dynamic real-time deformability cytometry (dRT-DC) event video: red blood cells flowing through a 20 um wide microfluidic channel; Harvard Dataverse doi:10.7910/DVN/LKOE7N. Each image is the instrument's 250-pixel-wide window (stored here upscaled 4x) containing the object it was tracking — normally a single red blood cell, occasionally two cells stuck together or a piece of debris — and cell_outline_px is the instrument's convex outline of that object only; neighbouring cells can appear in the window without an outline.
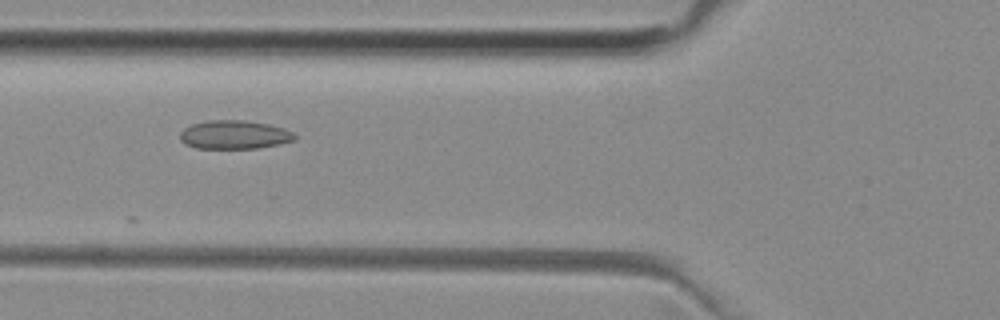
{"species": "common noctule bat (a hibernating species)", "species_latin": "Nyctalus noctula", "temperature_condition": "room temperature", "stored_images_in_passage": 19, "camera_frame_rate_fps": 3000, "um_per_image_px": 0.085, "animal": {"sex": "female", "body_mass_g": 29.2, "forearm_length_mm": 56.3}, "frame": {"image": 1, "passage_image": 5, "time_ms": 1.333, "image_size_px": [1000, 320], "cell_outline_px": [[296, 140], [280, 144], [256, 148], [196, 148], [180, 140], [180, 132], [184, 128], [192, 124], [208, 120], [244, 120], [268, 124], [284, 128], [292, 132], [296, 136]], "centroid_in_image_um": [19.94, 11.44], "position_along_channel_um": 105.9, "area_um2": 19.07}}
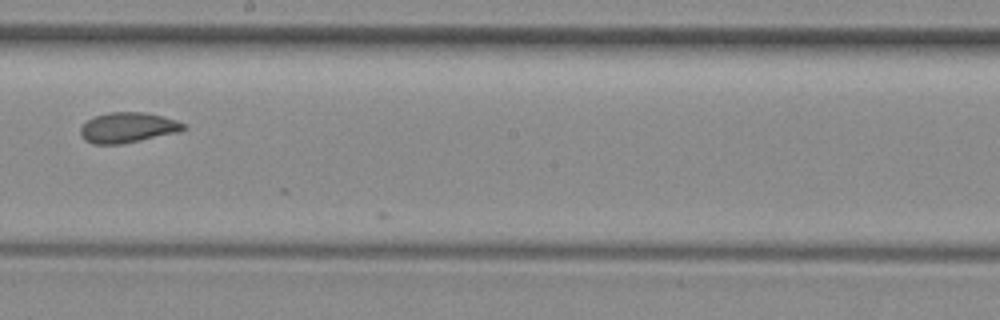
{"frame": {"image": 2, "passage_image": 15, "time_ms": 4.667, "image_size_px": [1000, 320], "cell_outline_px": [[188, 128], [176, 132], [140, 140], [120, 144], [92, 144], [84, 140], [80, 132], [80, 128], [92, 116], [108, 112], [144, 112], [164, 116], [176, 120], [184, 124]], "centroid_in_image_um": [10.83, 10.83], "position_along_channel_um": 237.4, "area_um2": 18.15}}
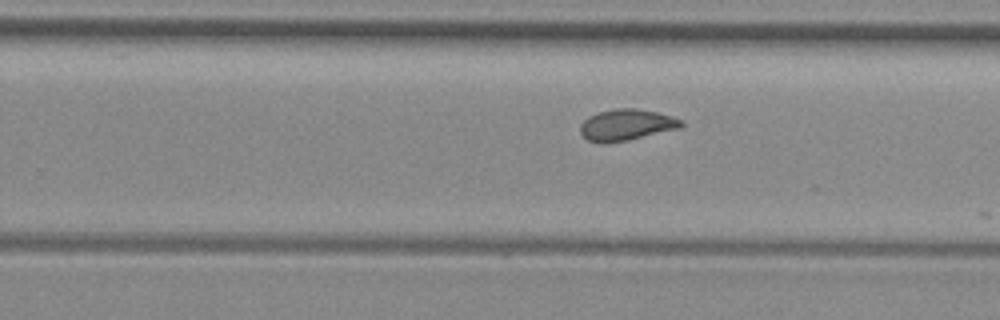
{"frame": {"image": 3, "passage_image": 18, "time_ms": 5.667, "image_size_px": [1000, 320], "cell_outline_px": [[684, 124], [680, 128], [628, 140], [604, 144], [600, 144], [588, 140], [580, 132], [580, 124], [588, 116], [596, 112], [616, 108], [636, 108], [656, 112], [672, 116], [684, 120]], "centroid_in_image_um": [53.23, 10.61], "position_along_channel_um": 276.6, "area_um2": 18.61}}